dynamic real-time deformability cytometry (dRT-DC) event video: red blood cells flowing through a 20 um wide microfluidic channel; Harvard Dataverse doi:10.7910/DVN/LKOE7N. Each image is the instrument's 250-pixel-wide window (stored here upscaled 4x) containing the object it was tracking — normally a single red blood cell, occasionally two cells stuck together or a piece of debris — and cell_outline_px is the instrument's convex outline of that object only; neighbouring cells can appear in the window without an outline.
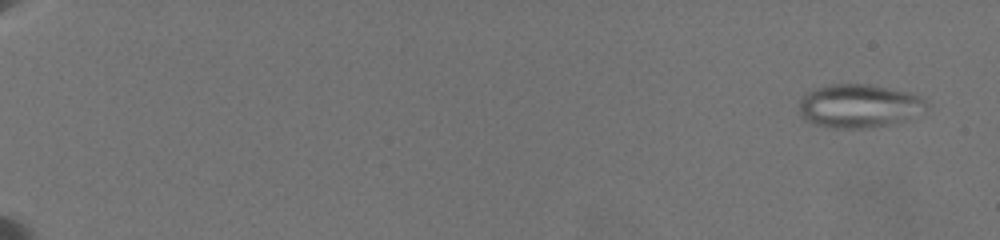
{"species": "common noctule bat (a hibernating species)", "species_latin": "Nyctalus noctula", "temperature_condition": "warm", "stored_images_in_passage": 41, "camera_frame_rate_fps": 3000, "um_per_image_px": 0.085, "animal": {"sex": "female", "body_mass_g": 19.5, "forearm_length_mm": 54.1}, "frame": {"image": 1, "passage_image": 6, "time_ms": 1.0, "image_size_px": [1000, 240], "cell_outline_px": [[928, 104], [888, 124], [868, 128], [832, 128], [816, 124], [804, 120], [800, 116], [800, 100], [808, 92], [816, 88], [832, 84], [872, 84], [920, 96], [928, 100]], "centroid_in_image_um": [72.87, 8.98], "position_along_channel_um": 12.1, "area_um2": 31.15}}